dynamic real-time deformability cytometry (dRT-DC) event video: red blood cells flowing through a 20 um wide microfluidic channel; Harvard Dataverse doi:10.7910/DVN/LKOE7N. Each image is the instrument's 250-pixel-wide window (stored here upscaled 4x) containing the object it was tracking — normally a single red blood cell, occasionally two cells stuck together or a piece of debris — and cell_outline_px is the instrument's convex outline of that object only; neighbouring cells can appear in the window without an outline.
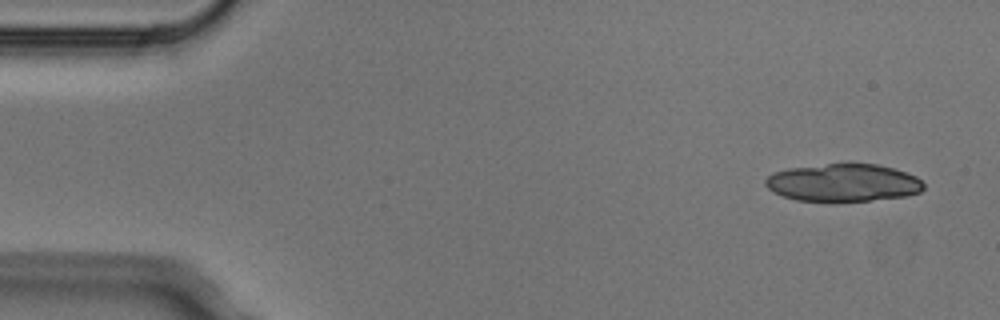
{"species": "Egyptian fruit bat (a non-hibernating species)", "species_latin": "Rousettus aegyptiacus", "temperature_condition": "cold", "stored_images_in_passage": 4, "camera_frame_rate_fps": 3000, "um_per_image_px": 0.085, "animal": {"sex": "male"}, "frame": {"image": 1, "passage_image": 1, "time_ms": 0.0, "image_size_px": [1000, 320], "cell_outline_px": [[924, 188], [920, 192], [908, 196], [868, 200], [796, 200], [772, 192], [764, 184], [764, 180], [772, 172], [788, 168], [828, 164], [876, 164], [892, 168], [916, 176], [924, 184]], "centroid_in_image_um": [71.65, 15.52], "position_along_channel_um": 13.3, "area_um2": 34.33}}